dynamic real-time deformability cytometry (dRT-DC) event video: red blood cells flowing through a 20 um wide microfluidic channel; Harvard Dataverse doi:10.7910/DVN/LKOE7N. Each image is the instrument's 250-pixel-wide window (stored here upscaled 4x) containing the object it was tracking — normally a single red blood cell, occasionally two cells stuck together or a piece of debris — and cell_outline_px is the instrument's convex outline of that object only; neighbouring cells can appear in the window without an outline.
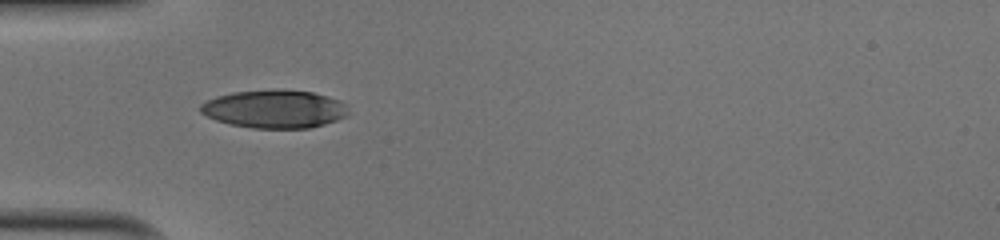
{"species": "human", "species_latin": "Homo sapiens", "temperature_condition": "cold", "stored_images_in_passage": 31, "camera_frame_rate_fps": 3000, "um_per_image_px": 0.085, "donor": {"sex": "male"}, "frame": {"image": 1, "passage_image": 1, "time_ms": 0.0, "image_size_px": [1000, 240], "cell_outline_px": [[348, 112], [344, 116], [336, 120], [324, 124], [308, 128], [252, 128], [228, 124], [216, 120], [200, 112], [200, 104], [216, 96], [232, 92], [280, 88], [312, 92], [328, 96], [340, 100], [348, 104]], "centroid_in_image_um": [23.34, 9.25], "position_along_channel_um": 61.7, "area_um2": 33.18}}
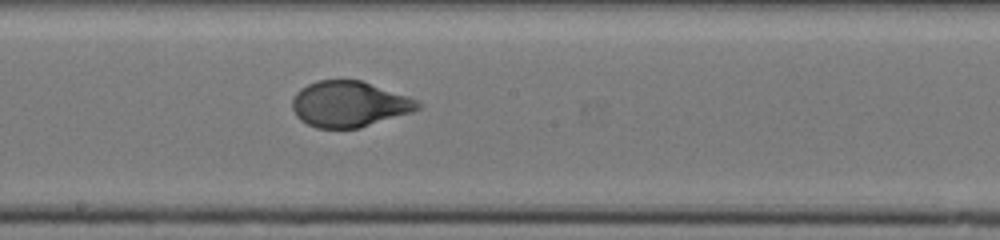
{"frame": {"image": 2, "passage_image": 13, "time_ms": 4.0, "image_size_px": [1000, 240], "cell_outline_px": [[424, 104], [420, 108], [412, 112], [360, 128], [316, 128], [300, 120], [296, 116], [292, 108], [292, 100], [296, 92], [300, 88], [316, 80], [360, 80], [408, 96]], "centroid_in_image_um": [29.67, 8.85], "position_along_channel_um": 218.5, "area_um2": 33.58}}
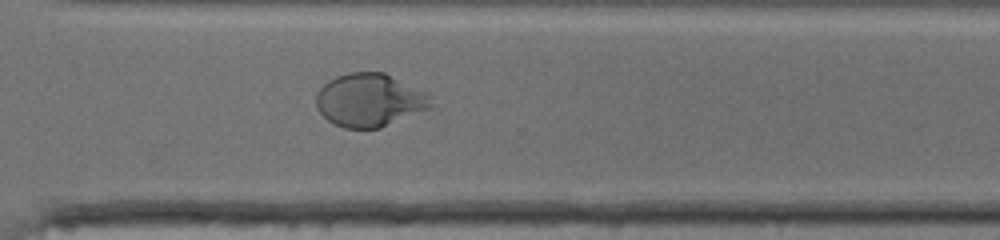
{"frame": {"image": 3, "passage_image": 22, "time_ms": 7.0, "image_size_px": [1000, 240], "cell_outline_px": [[432, 108], [380, 128], [344, 128], [328, 120], [316, 108], [316, 92], [328, 80], [336, 76], [348, 72], [384, 72], [428, 92], [432, 96]], "centroid_in_image_um": [31.45, 8.5], "position_along_channel_um": 339.2, "area_um2": 35.95}, "authors_computed_cell_mechanics": {"area_um2": 33.6396, "velocity_mm_per_s": 4.0151, "shape_relaxation_time_tau1_ms": 4.3565, "shape_relaxation_time_tau2_ms": null, "deformation_change_tau1": 0.1946, "deformation_change_tau2": null}}